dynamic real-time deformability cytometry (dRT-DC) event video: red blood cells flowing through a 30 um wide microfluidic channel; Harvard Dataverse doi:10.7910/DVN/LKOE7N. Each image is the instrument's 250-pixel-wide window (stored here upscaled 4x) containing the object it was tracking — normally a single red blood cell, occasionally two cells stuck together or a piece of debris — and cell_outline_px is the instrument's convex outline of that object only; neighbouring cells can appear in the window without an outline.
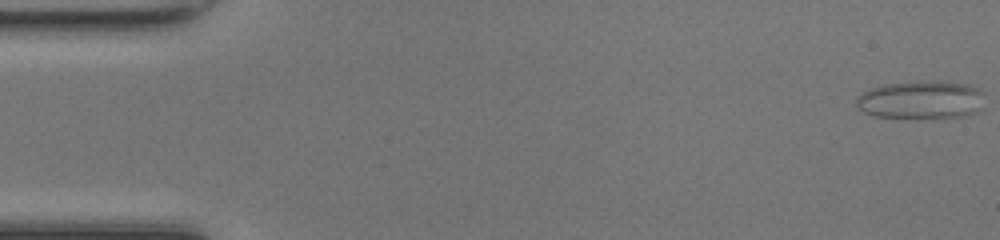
{"species": "common noctule bat (a hibernating species)", "species_latin": "Nyctalus noctula", "temperature_condition": "room temperature", "stored_images_in_passage": 49, "camera_frame_rate_fps": 3000, "um_per_image_px": 0.085, "animal": {"sex": "female", "body_mass_g": 17.0, "forearm_length_mm": 48.0}, "frame": {"image": 1, "passage_image": 1, "time_ms": 0.0, "image_size_px": [1000, 240], "cell_outline_px": [[984, 108], [976, 112], [964, 116], [916, 120], [876, 116], [864, 112], [856, 104], [856, 96], [860, 92], [868, 88], [884, 84], [932, 80], [940, 80], [968, 84], [980, 88], [984, 92]], "centroid_in_image_um": [78.33, 8.5], "position_along_channel_um": 6.7, "area_um2": 29.82}}
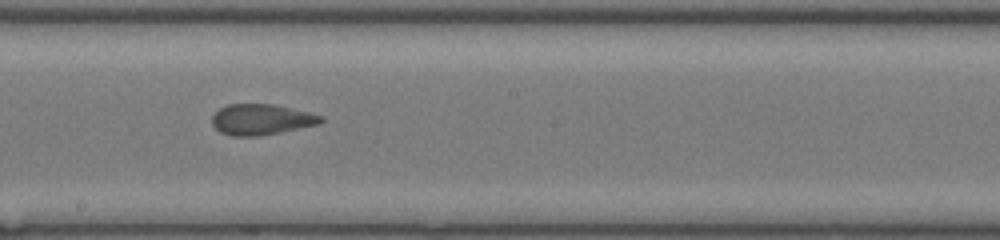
{"frame": {"image": 2, "passage_image": 27, "time_ms": 8.667, "image_size_px": [1000, 240], "cell_outline_px": [[324, 120], [320, 124], [260, 136], [232, 136], [220, 132], [212, 124], [212, 116], [220, 108], [228, 104], [272, 104], [308, 112], [324, 116]], "centroid_in_image_um": [22.22, 10.16], "position_along_channel_um": 226.0, "area_um2": 19.48}}
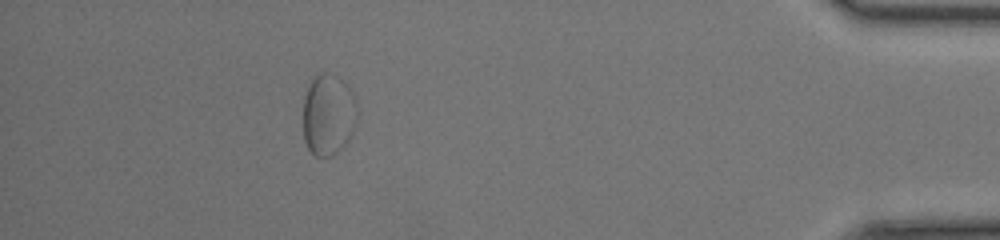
{"frame": {"image": 3, "passage_image": 44, "time_ms": 14.333, "image_size_px": [1000, 240], "cell_outline_px": [[356, 124], [352, 136], [332, 156], [316, 156], [308, 148], [304, 140], [304, 96], [308, 84], [312, 76], [320, 72], [324, 72], [336, 76], [352, 92], [356, 100]], "centroid_in_image_um": [27.89, 9.73], "position_along_channel_um": 407.3, "area_um2": 25.66}, "authors_computed_cell_mechanics": {"area_um2": 20.3456, "velocity_mm_per_s": 4.2383, "shape_relaxation_time_tau1_ms": null, "shape_relaxation_time_tau2_ms": 1.0171, "deformation_change_tau1": null, "deformation_change_tau2": 0.0637}}